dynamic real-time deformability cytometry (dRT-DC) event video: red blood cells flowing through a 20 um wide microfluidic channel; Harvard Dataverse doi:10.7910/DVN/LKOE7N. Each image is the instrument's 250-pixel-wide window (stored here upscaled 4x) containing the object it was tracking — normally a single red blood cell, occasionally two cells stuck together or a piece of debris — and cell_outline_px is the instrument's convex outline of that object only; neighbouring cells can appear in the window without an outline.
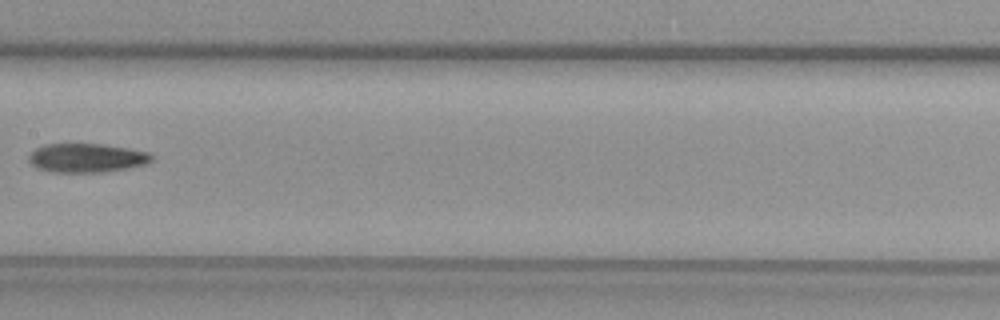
{"species": "common noctule bat (a hibernating species)", "species_latin": "Nyctalus noctula", "temperature_condition": "warm", "stored_images_in_passage": 8, "camera_frame_rate_fps": 3000, "um_per_image_px": 0.085, "animal": {"sex": "female", "body_mass_g": 29.2, "forearm_length_mm": 56.3}, "frame": {"image": 1, "passage_image": 7, "time_ms": 2.0, "image_size_px": [1000, 320], "cell_outline_px": [[152, 160], [144, 164], [132, 168], [104, 172], [52, 172], [36, 168], [28, 160], [28, 156], [36, 148], [44, 144], [100, 144], [128, 148], [148, 152], [152, 156]], "centroid_in_image_um": [7.35, 13.43], "position_along_channel_um": 200.0, "area_um2": 20.75}}